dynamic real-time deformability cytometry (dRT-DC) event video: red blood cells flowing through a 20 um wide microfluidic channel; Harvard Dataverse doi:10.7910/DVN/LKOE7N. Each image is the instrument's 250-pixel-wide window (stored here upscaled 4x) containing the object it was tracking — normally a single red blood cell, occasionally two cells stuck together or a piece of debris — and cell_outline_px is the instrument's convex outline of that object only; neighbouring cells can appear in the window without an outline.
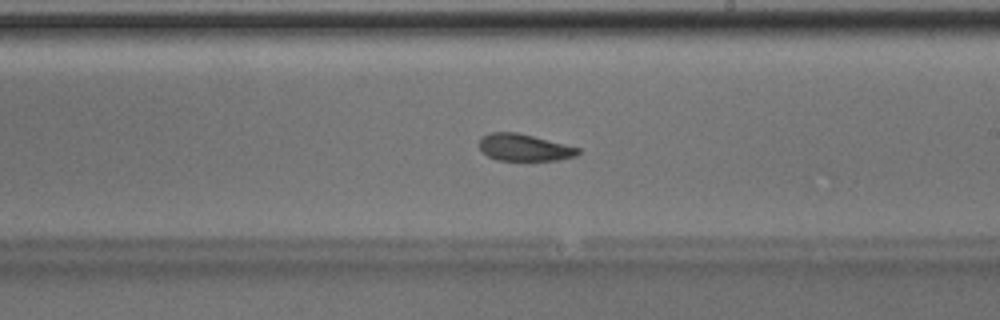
{"species": "Egyptian fruit bat (a non-hibernating species)", "species_latin": "Rousettus aegyptiacus", "temperature_condition": "room temperature", "stored_images_in_passage": 50, "camera_frame_rate_fps": 3000, "um_per_image_px": 0.085, "animal": {"sex": "male"}, "frame": {"image": 1, "passage_image": 29, "time_ms": 9.333, "image_size_px": [1000, 320], "cell_outline_px": [[580, 152], [576, 156], [556, 160], [496, 160], [488, 156], [480, 148], [480, 136], [492, 132], [516, 132], [580, 148]], "centroid_in_image_um": [44.54, 12.54], "position_along_channel_um": 244.5, "area_um2": 15.32}, "authors_computed_cell_mechanics": {"area_um2": 16.9932, "velocity_mm_per_s": 4.0093, "shape_relaxation_time_tau1_ms": 4.4574, "shape_relaxation_time_tau2_ms": 2.6397, "deformation_change_tau1": 0.1098, "deformation_change_tau2": 0.0953}}